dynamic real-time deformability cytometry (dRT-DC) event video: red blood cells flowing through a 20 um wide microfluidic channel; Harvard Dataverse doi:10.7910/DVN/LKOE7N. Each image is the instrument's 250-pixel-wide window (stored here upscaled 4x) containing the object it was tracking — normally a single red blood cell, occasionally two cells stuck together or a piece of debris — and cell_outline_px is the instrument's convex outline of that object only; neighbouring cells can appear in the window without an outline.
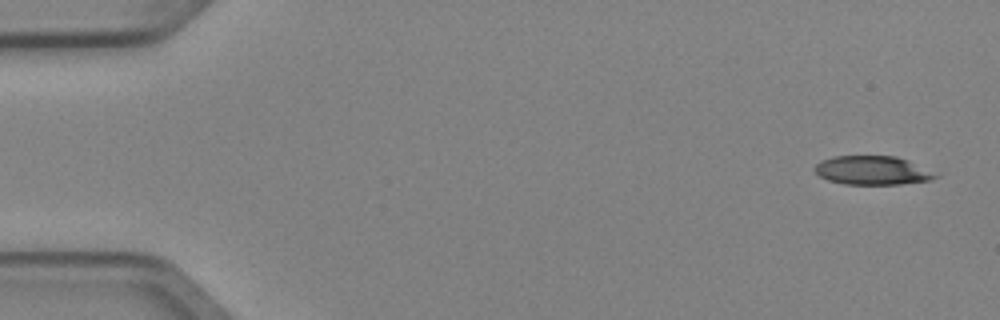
{"species": "Egyptian fruit bat (a non-hibernating species)", "species_latin": "Rousettus aegyptiacus", "temperature_condition": "cold", "stored_images_in_passage": 7, "camera_frame_rate_fps": 3000, "um_per_image_px": 0.085, "animal": {"sex": "female"}, "frame": {"image": 1, "passage_image": 1, "time_ms": 0.0, "image_size_px": [1000, 320], "cell_outline_px": [[940, 176], [932, 180], [900, 184], [844, 184], [828, 180], [820, 176], [812, 168], [816, 164], [832, 156], [896, 156], [908, 160]], "centroid_in_image_um": [74.14, 14.48], "position_along_channel_um": 10.9, "area_um2": 20.11}}
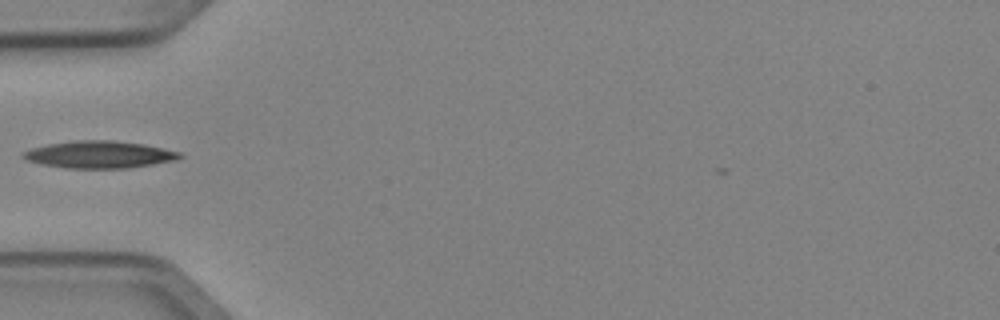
{"frame": {"image": 2, "passage_image": 5, "time_ms": 1.333, "image_size_px": [1000, 320], "cell_outline_px": [[184, 156], [176, 160], [128, 168], [64, 168], [40, 164], [28, 160], [20, 156], [24, 152], [32, 148], [48, 144], [76, 140], [112, 140], [144, 144], [164, 148], [180, 152]], "centroid_in_image_um": [8.45, 13.13], "position_along_channel_um": 76.5, "area_um2": 24.8}}
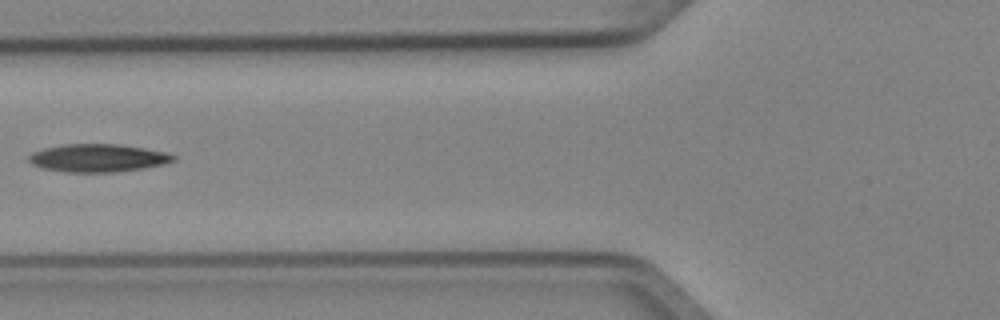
{"frame": {"image": 3, "passage_image": 6, "time_ms": 1.667, "image_size_px": [1000, 320], "cell_outline_px": [[176, 160], [164, 164], [140, 168], [112, 172], [68, 172], [44, 168], [32, 164], [28, 160], [28, 156], [32, 152], [44, 148], [60, 144], [120, 144], [144, 148], [164, 152], [176, 156]], "centroid_in_image_um": [8.3, 13.42], "position_along_channel_um": 117.5, "area_um2": 23.35}}